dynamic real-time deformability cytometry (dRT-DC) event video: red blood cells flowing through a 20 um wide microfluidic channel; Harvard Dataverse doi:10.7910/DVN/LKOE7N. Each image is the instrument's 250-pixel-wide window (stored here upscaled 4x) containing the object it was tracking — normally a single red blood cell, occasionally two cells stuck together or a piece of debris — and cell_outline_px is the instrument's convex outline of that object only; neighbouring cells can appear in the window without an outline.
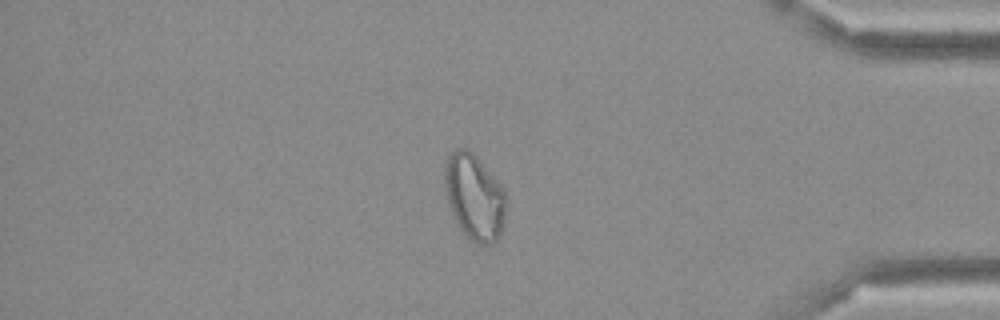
{"species": "Egyptian fruit bat (a non-hibernating species)", "species_latin": "Rousettus aegyptiacus", "temperature_condition": "cold", "stored_images_in_passage": 48, "camera_frame_rate_fps": 3000, "um_per_image_px": 0.085, "frame": {"image": 1, "passage_image": 41, "time_ms": 13.333, "image_size_px": [1000, 320], "cell_outline_px": [[504, 216], [500, 232], [496, 240], [492, 244], [476, 244], [464, 236], [452, 212], [448, 200], [444, 184], [444, 164], [448, 156], [456, 148], [464, 148], [472, 152], [480, 160], [504, 192]], "centroid_in_image_um": [40.27, 16.74], "position_along_channel_um": 394.9, "area_um2": 30.06}}